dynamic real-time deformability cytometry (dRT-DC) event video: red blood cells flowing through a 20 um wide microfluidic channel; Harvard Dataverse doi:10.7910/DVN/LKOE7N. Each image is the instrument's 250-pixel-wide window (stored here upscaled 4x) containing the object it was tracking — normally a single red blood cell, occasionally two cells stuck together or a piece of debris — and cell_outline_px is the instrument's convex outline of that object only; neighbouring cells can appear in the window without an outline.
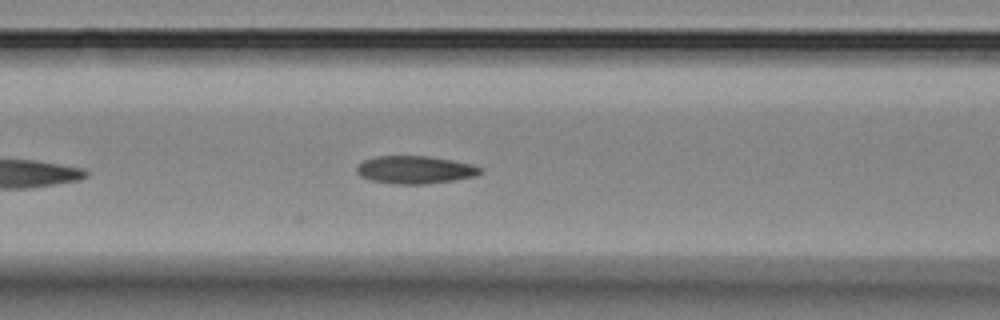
{"species": "Egyptian fruit bat (a non-hibernating species)", "species_latin": "Rousettus aegyptiacus", "temperature_condition": "room temperature", "stored_images_in_passage": 7, "segment_of_instrument_passage": [1, 2], "camera_frame_rate_fps": 3000, "um_per_image_px": 0.085, "animal": {"sex": "female"}, "frame": {"image": 1, "passage_image": 6, "time_ms": 6.0, "image_size_px": [1000, 320], "cell_outline_px": [[484, 172], [476, 176], [452, 180], [424, 184], [396, 184], [372, 180], [360, 176], [356, 172], [356, 168], [364, 160], [376, 156], [428, 156], [452, 160], [472, 164], [484, 168]], "centroid_in_image_um": [35.32, 14.42], "position_along_channel_um": 131.3, "area_um2": 20.0}}